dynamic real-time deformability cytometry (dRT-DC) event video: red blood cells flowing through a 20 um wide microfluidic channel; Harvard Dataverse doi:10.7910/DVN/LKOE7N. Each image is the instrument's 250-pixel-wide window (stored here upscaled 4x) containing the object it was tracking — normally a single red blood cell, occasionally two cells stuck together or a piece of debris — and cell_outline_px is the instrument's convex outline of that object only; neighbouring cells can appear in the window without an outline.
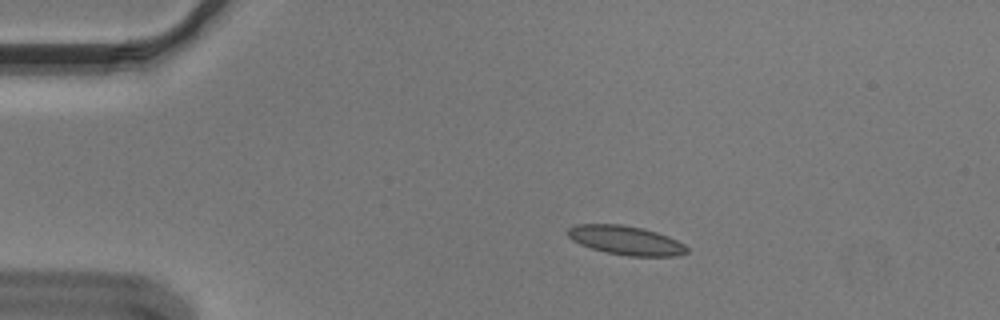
{"species": "Egyptian fruit bat (a non-hibernating species)", "species_latin": "Rousettus aegyptiacus", "temperature_condition": "cold", "stored_images_in_passage": 46, "camera_frame_rate_fps": 3000, "um_per_image_px": 0.085, "animal": {"sex": "male"}, "frame": {"image": 1, "passage_image": 1, "time_ms": 0.0, "image_size_px": [1000, 320], "cell_outline_px": [[688, 252], [676, 256], [628, 256], [608, 252], [592, 248], [580, 244], [572, 240], [568, 236], [568, 228], [576, 224], [620, 224], [640, 228], [656, 232], [668, 236], [684, 244], [688, 248]], "centroid_in_image_um": [53.2, 20.43], "position_along_channel_um": 31.8, "area_um2": 19.94}}
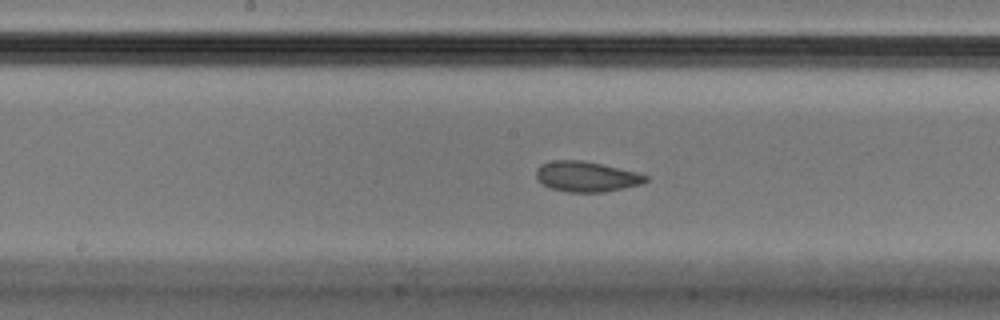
{"frame": {"image": 2, "passage_image": 19, "time_ms": 6.0, "image_size_px": [1000, 320], "cell_outline_px": [[648, 180], [644, 184], [604, 192], [568, 192], [552, 188], [544, 184], [536, 176], [536, 168], [540, 164], [552, 160], [584, 160], [636, 172], [648, 176]], "centroid_in_image_um": [49.86, 15.0], "position_along_channel_um": 198.3, "area_um2": 19.36}}
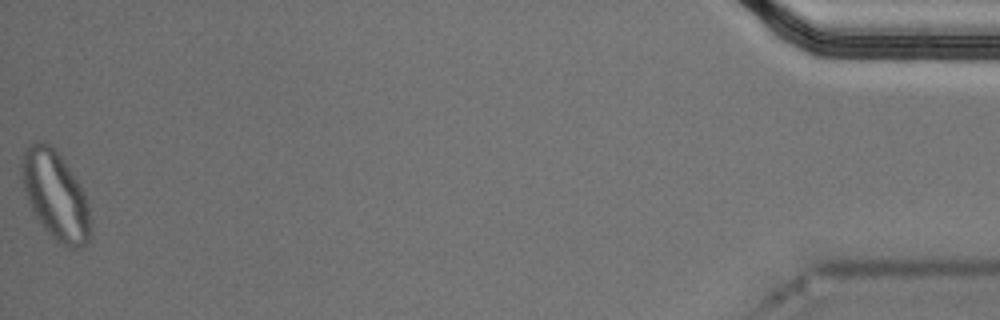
{"frame": {"image": 3, "passage_image": 46, "time_ms": 15.0, "image_size_px": [1000, 320], "cell_outline_px": [[92, 236], [80, 248], [68, 248], [60, 244], [40, 224], [32, 212], [24, 188], [20, 172], [20, 160], [24, 148], [28, 144], [36, 140], [44, 140], [64, 160], [80, 184], [84, 192], [88, 204], [92, 224]], "centroid_in_image_um": [4.71, 16.6], "position_along_channel_um": 430.5, "area_um2": 36.01}, "authors_computed_cell_mechanics": {"area_um2": 19.941, "velocity_mm_per_s": 3.6011, "shape_relaxation_time_tau1_ms": null, "shape_relaxation_time_tau2_ms": 1.2979, "deformation_change_tau1": null, "deformation_change_tau2": 0.0568}}